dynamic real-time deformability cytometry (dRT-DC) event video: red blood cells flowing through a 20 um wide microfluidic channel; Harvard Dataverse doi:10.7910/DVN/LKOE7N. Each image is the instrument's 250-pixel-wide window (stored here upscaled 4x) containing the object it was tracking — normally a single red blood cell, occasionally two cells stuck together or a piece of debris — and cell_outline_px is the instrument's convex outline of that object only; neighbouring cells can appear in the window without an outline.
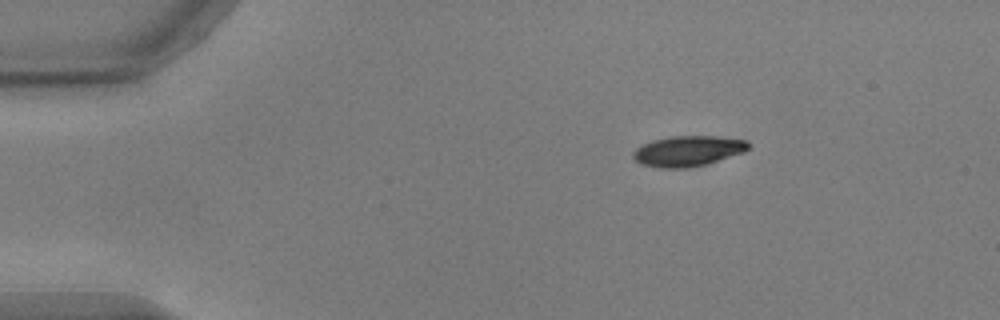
{"species": "common noctule bat (a hibernating species)", "species_latin": "Nyctalus noctula", "temperature_condition": "warm", "stored_images_in_passage": 46, "camera_frame_rate_fps": 3000, "um_per_image_px": 0.085, "animal": {"sex": "male", "body_mass_g": 17.9, "forearm_length_mm": 54.2}, "frame": {"image": 1, "passage_image": 1, "time_ms": 0.0, "image_size_px": [1000, 320], "cell_outline_px": [[748, 148], [744, 152], [708, 164], [688, 168], [660, 168], [640, 164], [632, 156], [632, 152], [636, 148], [652, 140], [672, 136], [716, 136], [748, 140]], "centroid_in_image_um": [58.47, 12.84], "position_along_channel_um": 26.5, "area_um2": 20.58}}
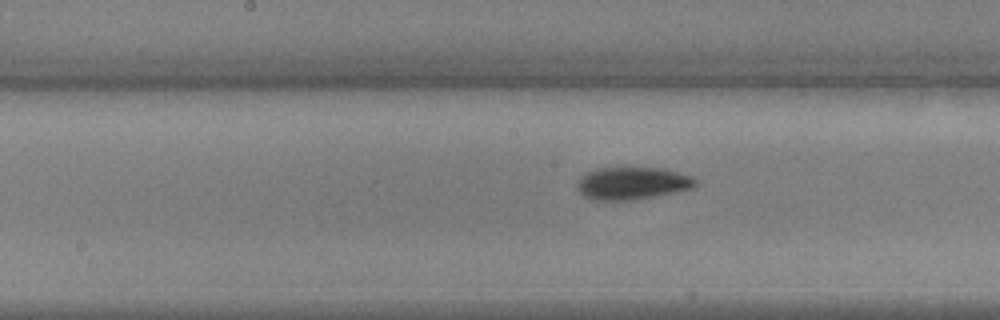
{"frame": {"image": 2, "passage_image": 20, "time_ms": 6.333, "image_size_px": [1000, 320], "cell_outline_px": [[696, 184], [692, 188], [676, 192], [632, 200], [592, 200], [584, 196], [576, 188], [576, 184], [588, 172], [596, 168], [664, 168], [692, 176], [696, 180]], "centroid_in_image_um": [53.75, 15.58], "position_along_channel_um": 194.5, "area_um2": 22.25}}
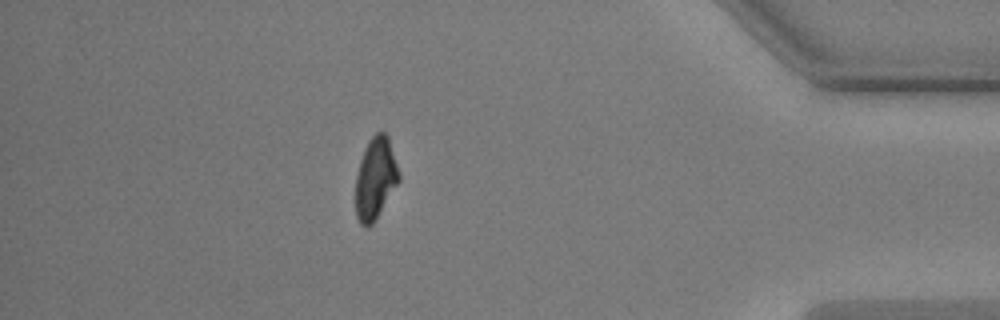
{"frame": {"image": 3, "passage_image": 40, "time_ms": 13.0, "image_size_px": [1000, 320], "cell_outline_px": [[400, 180], [372, 224], [368, 228], [364, 228], [360, 224], [356, 216], [356, 176], [360, 160], [364, 148], [368, 140], [376, 132], [384, 132], [388, 136], [400, 172]], "centroid_in_image_um": [31.91, 15.15], "position_along_channel_um": 403.3, "area_um2": 20.69}, "authors_computed_cell_mechanics": {"area_um2": 21.8195, "velocity_mm_per_s": 3.7357, "shape_relaxation_time_tau1_ms": 3.3393, "shape_relaxation_time_tau2_ms": null, "deformation_change_tau1": 0.1488, "deformation_change_tau2": null}}